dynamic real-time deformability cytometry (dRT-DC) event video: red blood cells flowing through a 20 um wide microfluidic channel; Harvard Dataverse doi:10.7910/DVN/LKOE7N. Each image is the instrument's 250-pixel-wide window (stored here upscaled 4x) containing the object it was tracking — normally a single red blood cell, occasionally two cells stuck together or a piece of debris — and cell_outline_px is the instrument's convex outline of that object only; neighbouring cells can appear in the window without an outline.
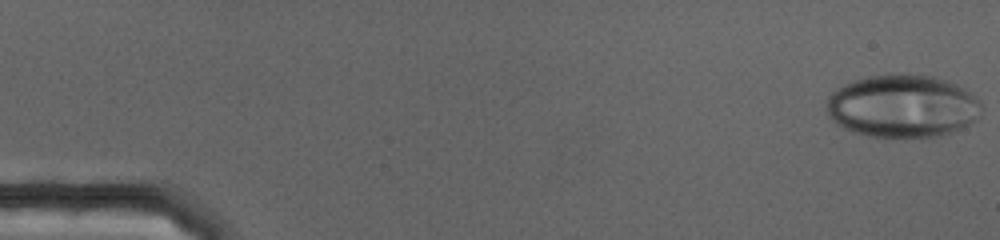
{"species": "human", "species_latin": "Homo sapiens", "temperature_condition": "cold", "stored_images_in_passage": 72, "camera_frame_rate_fps": 3000, "um_per_image_px": 0.085, "donor": {"sex": "female"}, "frame": {"image": 1, "passage_image": 1, "time_ms": 0.0, "image_size_px": [1000, 240], "cell_outline_px": [[980, 116], [976, 120], [952, 132], [928, 140], [868, 136], [852, 132], [836, 124], [828, 116], [828, 96], [836, 88], [844, 84], [868, 76], [888, 72], [908, 72], [932, 76], [948, 80], [964, 88], [980, 100]], "centroid_in_image_um": [76.72, 9.03], "position_along_channel_um": 8.3, "area_um2": 58.2}}
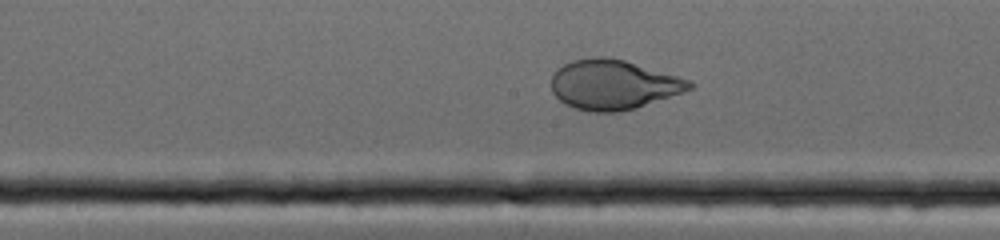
{"frame": {"image": 2, "passage_image": 37, "time_ms": 12.0, "image_size_px": [1000, 240], "cell_outline_px": [[696, 84], [692, 88], [684, 92], [636, 108], [620, 112], [588, 112], [564, 104], [552, 92], [552, 76], [564, 64], [572, 60], [592, 56], [608, 56], [624, 60], [692, 80]], "centroid_in_image_um": [52.16, 7.19], "position_along_channel_um": 196.0, "area_um2": 40.23}}
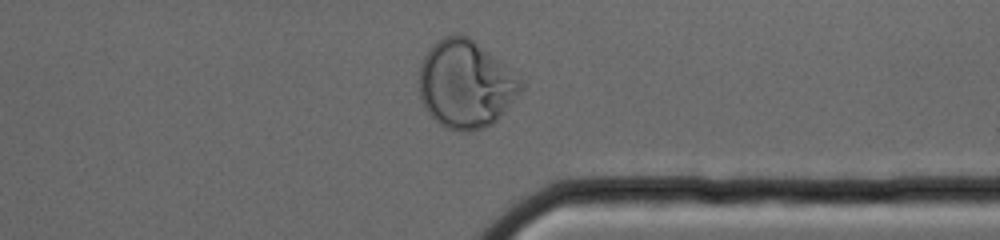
{"frame": {"image": 3, "passage_image": 56, "time_ms": 18.333, "image_size_px": [1000, 240], "cell_outline_px": [[524, 84], [512, 100], [496, 120], [492, 124], [484, 128], [472, 132], [460, 132], [448, 128], [440, 124], [424, 108], [420, 96], [420, 64], [428, 48], [436, 40], [444, 36], [468, 36], [520, 80]], "centroid_in_image_um": [39.51, 7.19], "position_along_channel_um": 371.9, "area_um2": 50.75}}